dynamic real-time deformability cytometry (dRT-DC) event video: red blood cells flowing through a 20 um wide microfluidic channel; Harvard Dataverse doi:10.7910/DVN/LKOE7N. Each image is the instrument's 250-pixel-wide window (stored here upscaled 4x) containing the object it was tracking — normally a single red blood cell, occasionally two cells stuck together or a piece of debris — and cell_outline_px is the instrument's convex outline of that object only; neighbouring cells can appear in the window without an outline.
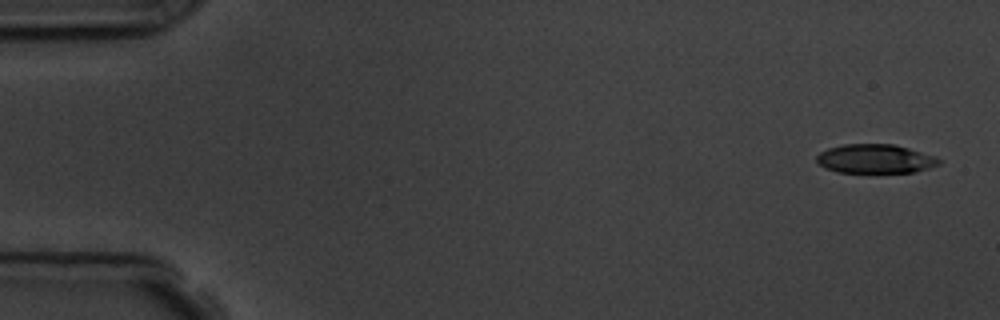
{"species": "common noctule bat (a hibernating species)", "species_latin": "Nyctalus noctula", "temperature_condition": "room temperature", "stored_images_in_passage": 5, "camera_frame_rate_fps": 3000, "um_per_image_px": 0.085, "animal": {"sex": "male", "body_mass_g": 19.5, "forearm_length_mm": 54.6}, "frame": {"image": 1, "passage_image": 1, "time_ms": 0.0, "image_size_px": [1000, 320], "cell_outline_px": [[940, 164], [928, 168], [912, 172], [836, 172], [824, 168], [816, 160], [816, 156], [820, 152], [828, 148], [844, 144], [892, 144], [908, 148], [936, 156], [940, 160]], "centroid_in_image_um": [74.37, 13.49], "position_along_channel_um": 10.6, "area_um2": 20.58}}
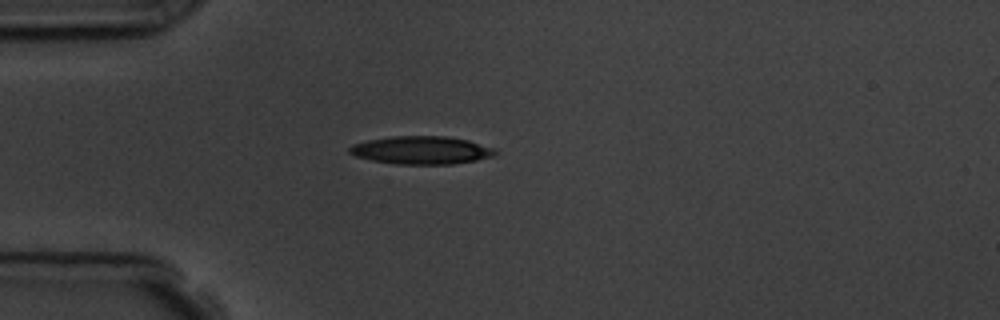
{"frame": {"image": 2, "passage_image": 5, "time_ms": 4.333, "image_size_px": [1000, 320], "cell_outline_px": [[496, 156], [476, 160], [452, 164], [396, 164], [372, 160], [356, 156], [348, 152], [348, 148], [352, 144], [368, 140], [392, 136], [448, 136], [468, 140], [492, 148], [496, 152]], "centroid_in_image_um": [35.8, 12.76], "position_along_channel_um": 49.2, "area_um2": 23.7}}